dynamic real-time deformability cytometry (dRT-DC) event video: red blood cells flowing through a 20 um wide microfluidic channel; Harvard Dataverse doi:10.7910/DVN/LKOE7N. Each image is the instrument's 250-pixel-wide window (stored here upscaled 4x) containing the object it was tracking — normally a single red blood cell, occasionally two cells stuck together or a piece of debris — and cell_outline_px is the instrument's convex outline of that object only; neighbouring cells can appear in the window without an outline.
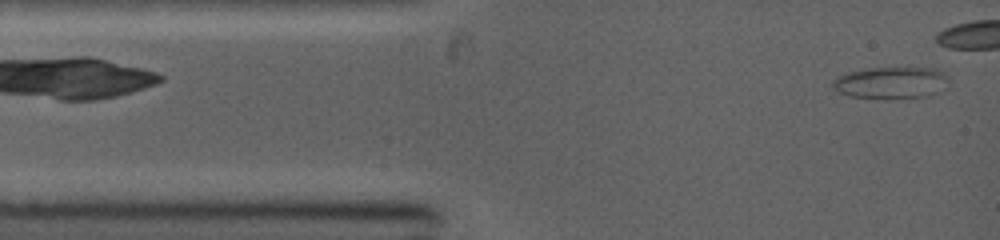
{"species": "common noctule bat (a hibernating species)", "species_latin": "Nyctalus noctula", "temperature_condition": "warm", "stored_images_in_passage": 6, "camera_frame_rate_fps": 5000, "um_per_image_px": 0.085, "animal": {"sex": "female", "body_mass_g": 19.0, "forearm_length_mm": 53.3}, "frame": {"image": 1, "passage_image": 1, "time_ms": 0.0, "image_size_px": [1000, 240], "cell_outline_px": [[948, 84], [940, 92], [932, 96], [908, 100], [884, 100], [848, 96], [832, 88], [832, 80], [848, 72], [864, 68], [936, 68], [944, 72], [948, 76]], "centroid_in_image_um": [75.79, 7.08], "position_along_channel_um": 9.2, "area_um2": 22.54}}
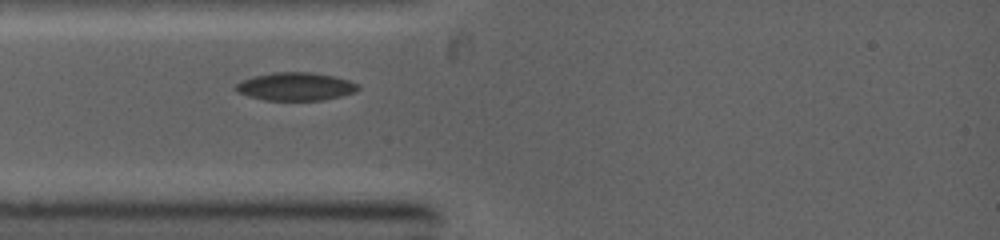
{"frame": {"image": 2, "passage_image": 5, "time_ms": 4.2, "image_size_px": [1000, 240], "cell_outline_px": [[360, 88], [356, 92], [324, 100], [264, 100], [248, 96], [236, 92], [232, 88], [236, 84], [252, 76], [272, 72], [312, 72], [332, 76], [348, 80], [360, 84]], "centroid_in_image_um": [25.11, 7.35], "position_along_channel_um": 59.9, "area_um2": 20.17}}